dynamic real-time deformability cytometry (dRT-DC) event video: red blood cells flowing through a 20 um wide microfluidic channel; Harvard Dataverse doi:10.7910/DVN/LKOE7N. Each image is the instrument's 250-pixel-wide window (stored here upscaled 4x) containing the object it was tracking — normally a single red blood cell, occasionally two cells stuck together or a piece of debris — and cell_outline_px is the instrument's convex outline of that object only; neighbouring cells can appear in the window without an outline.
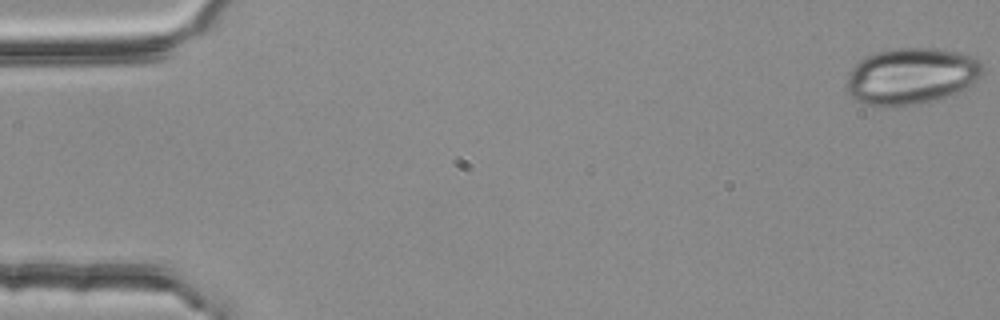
{"species": "common noctule bat (a hibernating species)", "species_latin": "Nyctalus noctula", "temperature_condition": "room temperature", "stored_images_in_passage": 4, "camera_frame_rate_fps": 3000, "um_per_image_px": 0.085, "animal": {"sex": "female", "body_mass_g": 25.1}, "frame": {"image": 1, "passage_image": 1, "time_ms": 0.0, "image_size_px": [1000, 320], "cell_outline_px": [[984, 72], [976, 84], [952, 96], [916, 104], [884, 108], [880, 108], [856, 100], [848, 92], [848, 76], [852, 68], [860, 60], [872, 52], [896, 48], [936, 48], [960, 52], [972, 56], [980, 60], [984, 68]], "centroid_in_image_um": [77.53, 6.47], "position_along_channel_um": 7.5, "area_um2": 45.6}}